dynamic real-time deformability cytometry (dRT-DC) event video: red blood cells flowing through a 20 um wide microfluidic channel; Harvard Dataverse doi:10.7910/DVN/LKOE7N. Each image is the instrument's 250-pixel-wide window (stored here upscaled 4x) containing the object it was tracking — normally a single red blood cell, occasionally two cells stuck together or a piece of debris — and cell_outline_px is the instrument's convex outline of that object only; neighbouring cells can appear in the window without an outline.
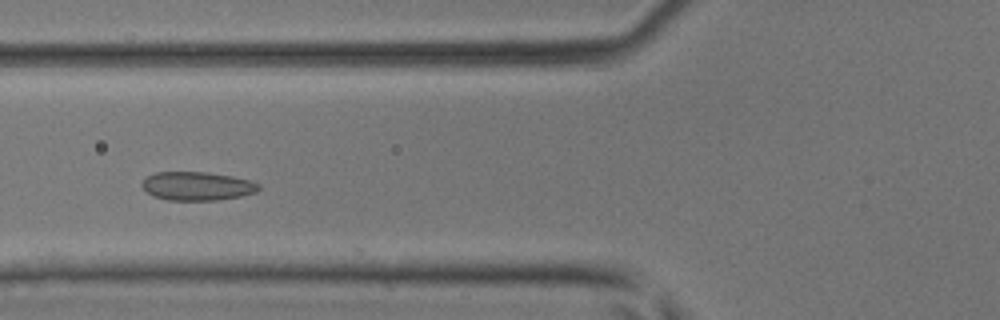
{"species": "common noctule bat (a hibernating species)", "species_latin": "Nyctalus noctula", "temperature_condition": "room temperature", "stored_images_in_passage": 39, "camera_frame_rate_fps": 3000, "um_per_image_px": 0.085, "animal": {"sex": "male", "body_mass_g": 17.9, "forearm_length_mm": 54.2}, "frame": {"image": 1, "passage_image": 9, "time_ms": 2.667, "image_size_px": [1000, 320], "cell_outline_px": [[260, 188], [256, 192], [240, 196], [216, 200], [168, 200], [152, 196], [140, 184], [148, 176], [156, 172], [208, 172], [232, 176], [252, 180], [260, 184]], "centroid_in_image_um": [16.78, 15.81], "position_along_channel_um": 109.0, "area_um2": 19.48}}
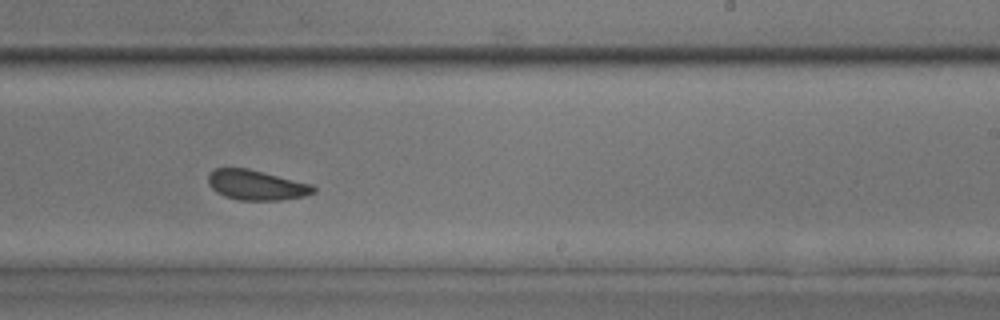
{"frame": {"image": 2, "passage_image": 20, "time_ms": 6.333, "image_size_px": [1000, 320], "cell_outline_px": [[316, 192], [304, 196], [280, 200], [240, 200], [224, 196], [216, 192], [208, 184], [208, 176], [216, 168], [248, 168], [312, 184], [316, 188]], "centroid_in_image_um": [21.8, 15.73], "position_along_channel_um": 267.2, "area_um2": 18.38}}
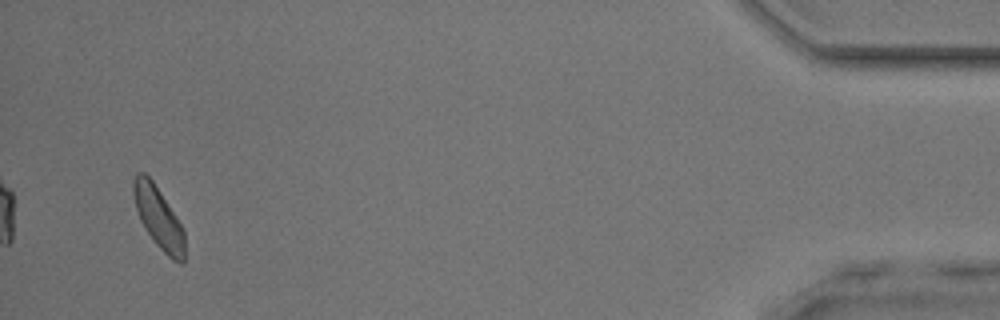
{"frame": {"image": 3, "passage_image": 36, "time_ms": 11.667, "image_size_px": [1000, 320], "cell_outline_px": [[184, 264], [180, 264], [172, 260], [156, 244], [140, 220], [136, 208], [132, 192], [132, 180], [136, 172], [144, 172], [152, 180], [176, 216], [184, 232]], "centroid_in_image_um": [13.45, 18.49], "position_along_channel_um": 421.7, "area_um2": 18.21}}